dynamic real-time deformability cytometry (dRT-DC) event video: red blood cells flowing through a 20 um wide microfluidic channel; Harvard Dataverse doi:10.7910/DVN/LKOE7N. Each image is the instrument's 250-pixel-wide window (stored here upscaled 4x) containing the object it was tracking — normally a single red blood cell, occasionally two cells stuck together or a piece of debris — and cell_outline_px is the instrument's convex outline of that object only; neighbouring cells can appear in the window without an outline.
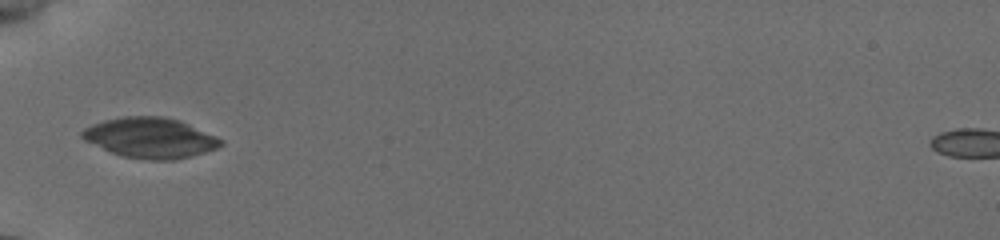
{"species": "common noctule bat (a hibernating species)", "species_latin": "Nyctalus noctula", "temperature_condition": "cold", "stored_images_in_passage": 28, "camera_frame_rate_fps": 3000, "um_per_image_px": 0.085, "animal": {"sex": "female", "body_mass_g": 19.5, "forearm_length_mm": 54.1}, "frame": {"image": 1, "passage_image": 1, "time_ms": 0.0, "image_size_px": [1000, 240], "cell_outline_px": [[224, 144], [216, 148], [192, 156], [172, 160], [148, 160], [124, 156], [108, 152], [84, 140], [80, 136], [80, 132], [84, 128], [92, 124], [104, 120], [124, 116], [160, 116], [180, 120], [216, 136], [224, 140]], "centroid_in_image_um": [12.75, 11.71], "position_along_channel_um": 72.3, "area_um2": 32.71}}
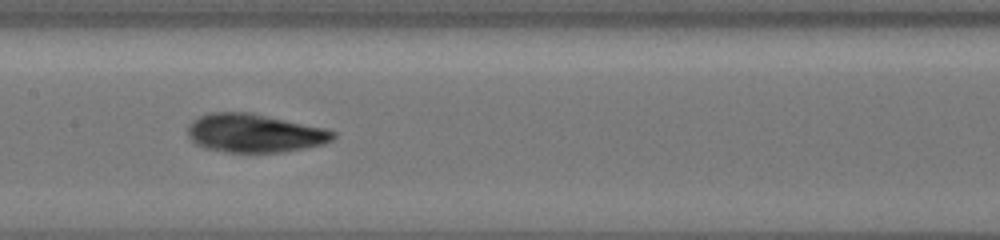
{"frame": {"image": 2, "passage_image": 9, "time_ms": 3.0, "image_size_px": [1000, 240], "cell_outline_px": [[336, 136], [332, 140], [324, 144], [304, 148], [280, 152], [228, 152], [204, 148], [196, 144], [188, 136], [188, 124], [192, 120], [208, 112], [252, 112], [324, 128], [336, 132]], "centroid_in_image_um": [21.62, 11.31], "position_along_channel_um": 185.8, "area_um2": 32.71}}
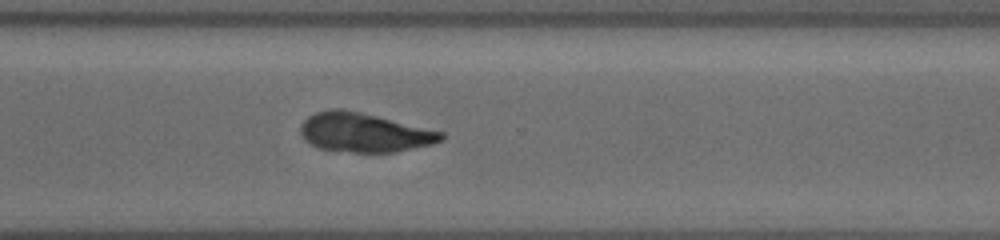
{"frame": {"image": 3, "passage_image": 27, "time_ms": 7.0, "image_size_px": [1000, 240], "cell_outline_px": [[444, 140], [432, 144], [396, 152], [352, 152], [320, 148], [312, 144], [300, 132], [300, 124], [308, 116], [316, 112], [332, 108], [340, 108], [360, 112], [444, 132]], "centroid_in_image_um": [30.97, 11.26], "position_along_channel_um": 339.6, "area_um2": 31.79}}